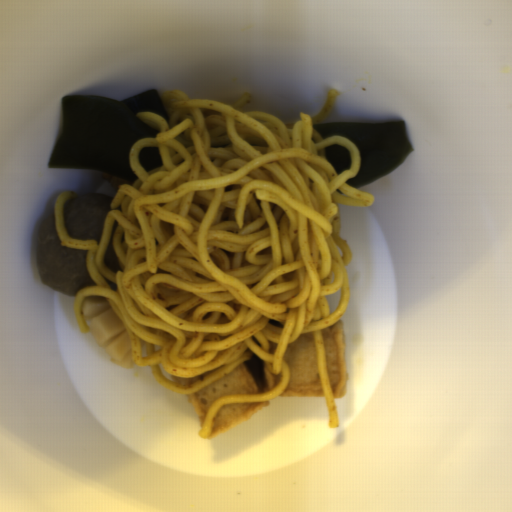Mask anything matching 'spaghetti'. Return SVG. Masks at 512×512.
I'll return each mask as SVG.
<instances>
[{
  "label": "spaghetti",
  "instance_id": "spaghetti-1",
  "mask_svg": "<svg viewBox=\"0 0 512 512\" xmlns=\"http://www.w3.org/2000/svg\"><path fill=\"white\" fill-rule=\"evenodd\" d=\"M159 98L168 120L136 113L158 134L131 147L137 179L111 199L99 243L75 239L65 228L64 205L77 193L65 190L56 199L57 235L67 248L88 251L95 284L75 295L79 332L90 331L85 299L104 298L124 326L133 361L180 394L203 389L254 356L263 361L268 392L214 400L198 432L205 440L223 405L267 402L284 392L291 375L283 356L300 335L312 334L329 428L338 429L322 330L351 300L352 253L340 234L339 206L370 207L375 197L346 183L362 165L357 146L313 129L335 108L337 88L317 114L300 112L296 123L248 109L247 92L233 104L193 99L177 88ZM336 143L352 156L341 174L324 157ZM147 147H158L164 161L149 172L138 159ZM114 221L116 272L103 262ZM341 288L330 314L325 295Z\"/></svg>",
  "mask_w": 512,
  "mask_h": 512
}]
</instances>
